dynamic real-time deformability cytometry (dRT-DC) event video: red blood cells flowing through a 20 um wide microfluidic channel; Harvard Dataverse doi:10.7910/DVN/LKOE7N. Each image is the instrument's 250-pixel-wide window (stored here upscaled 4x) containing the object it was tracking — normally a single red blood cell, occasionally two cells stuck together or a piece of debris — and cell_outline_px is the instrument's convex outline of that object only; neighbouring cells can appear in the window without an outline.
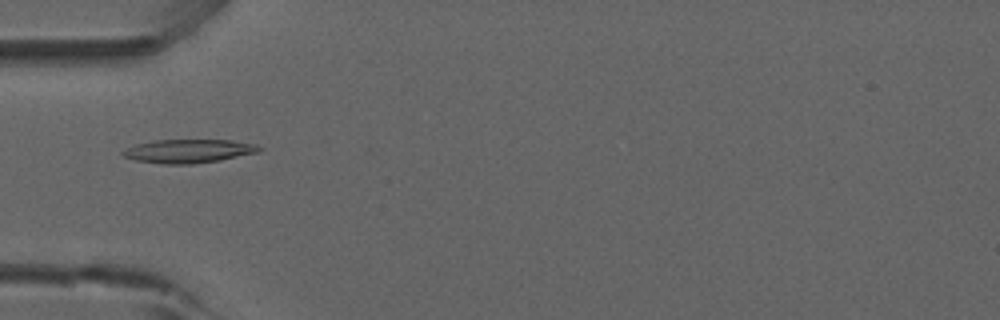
{"species": "common noctule bat (a hibernating species)", "species_latin": "Nyctalus noctula", "temperature_condition": "room temperature", "stored_images_in_passage": 53, "camera_frame_rate_fps": 3000, "um_per_image_px": 0.085, "animal": {"sex": "male", "forearm_length_mm": 52.5}, "frame": {"image": 1, "passage_image": 17, "time_ms": 5.333, "image_size_px": [1000, 320], "cell_outline_px": [[264, 148], [260, 152], [220, 160], [192, 164], [160, 164], [136, 160], [124, 156], [120, 152], [136, 144], [152, 140], [232, 140], [256, 144]], "centroid_in_image_um": [16.07, 12.84], "position_along_channel_um": 68.9, "area_um2": 18.84}}
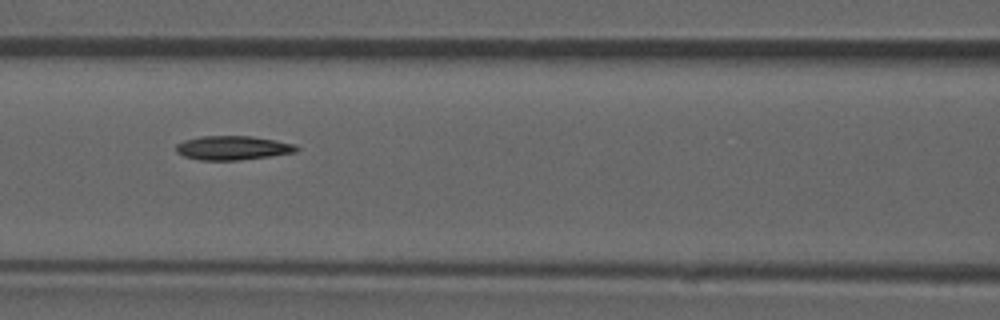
{"frame": {"image": 2, "passage_image": 23, "time_ms": 7.333, "image_size_px": [1000, 320], "cell_outline_px": [[300, 148], [296, 152], [240, 160], [200, 160], [184, 156], [176, 152], [176, 144], [184, 140], [200, 136], [252, 136], [276, 140], [296, 144]], "centroid_in_image_um": [19.79, 12.56], "position_along_channel_um": 146.8, "area_um2": 16.94}}
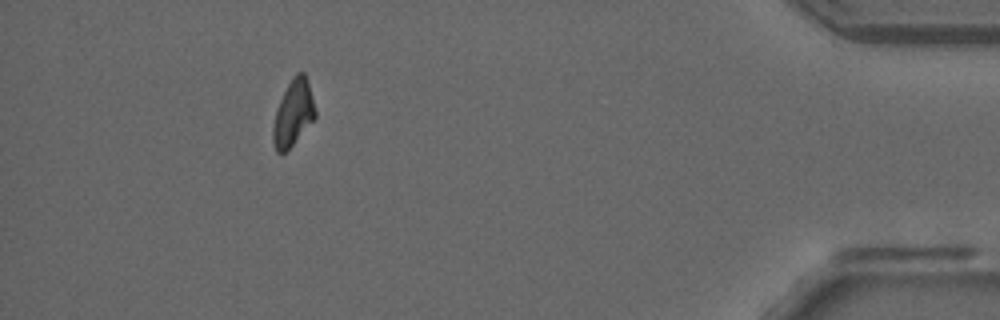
{"frame": {"image": 3, "passage_image": 48, "time_ms": 15.667, "image_size_px": [1000, 320], "cell_outline_px": [[316, 116], [292, 144], [284, 152], [276, 152], [272, 140], [272, 128], [276, 108], [292, 76], [296, 72], [304, 72], [308, 84], [316, 112]], "centroid_in_image_um": [24.89, 9.59], "position_along_channel_um": 410.3, "area_um2": 15.84}, "authors_computed_cell_mechanics": {"area_um2": 17.051, "velocity_mm_per_s": 3.8751, "shape_relaxation_time_tau1_ms": null, "shape_relaxation_time_tau2_ms": 5.3119, "deformation_change_tau1": null, "deformation_change_tau2": 0.1171}}